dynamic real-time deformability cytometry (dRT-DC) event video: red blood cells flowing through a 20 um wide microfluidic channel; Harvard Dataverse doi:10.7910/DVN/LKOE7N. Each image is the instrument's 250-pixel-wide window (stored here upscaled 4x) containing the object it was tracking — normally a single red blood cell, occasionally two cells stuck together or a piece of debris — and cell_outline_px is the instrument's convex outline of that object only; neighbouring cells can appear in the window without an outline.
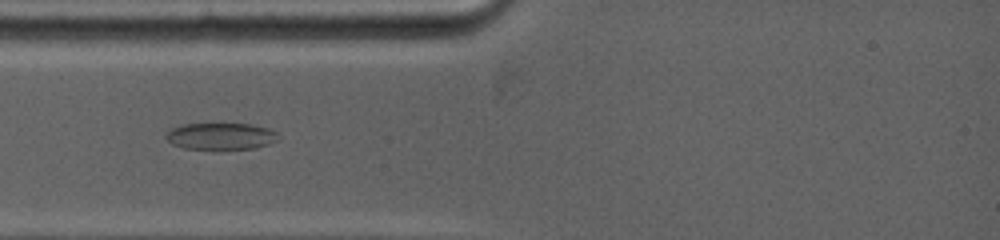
{"species": "common noctule bat (a hibernating species)", "species_latin": "Nyctalus noctula", "temperature_condition": "warm", "stored_images_in_passage": 19, "camera_frame_rate_fps": 5000, "um_per_image_px": 0.085, "animal": {"sex": "female", "body_mass_g": 19.0, "forearm_length_mm": 53.3}, "frame": {"image": 1, "passage_image": 1, "time_ms": 0.0, "image_size_px": [1000, 240], "cell_outline_px": [[280, 140], [268, 144], [252, 148], [220, 152], [184, 148], [172, 144], [164, 136], [172, 128], [180, 124], [248, 124], [268, 128], [276, 132], [280, 136]], "centroid_in_image_um": [18.77, 11.62], "position_along_channel_um": 66.2, "area_um2": 18.21}}
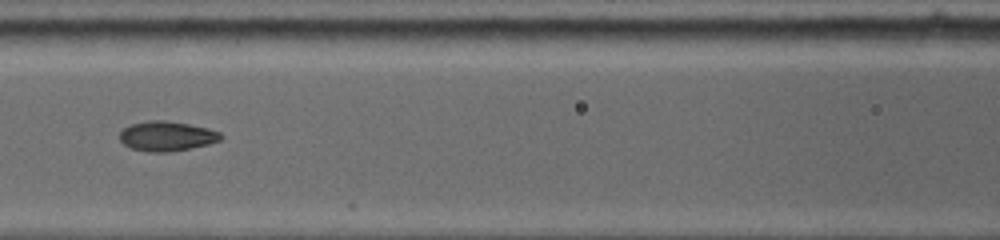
{"frame": {"image": 2, "passage_image": 6, "time_ms": 2.2, "image_size_px": [1000, 240], "cell_outline_px": [[224, 136], [220, 140], [208, 144], [168, 152], [148, 152], [132, 148], [124, 144], [120, 140], [120, 132], [124, 128], [132, 124], [148, 120], [164, 120], [188, 124], [208, 128], [220, 132]], "centroid_in_image_um": [14.18, 11.56], "position_along_channel_um": 152.4, "area_um2": 17.4}}
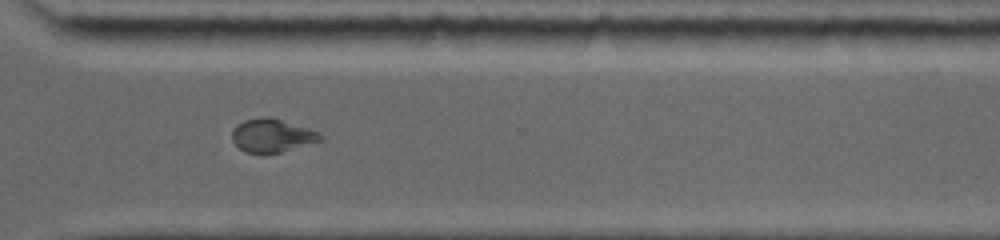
{"frame": {"image": 3, "passage_image": 12, "time_ms": 7.2, "image_size_px": [1000, 240], "cell_outline_px": [[324, 140], [280, 152], [264, 156], [244, 152], [232, 140], [232, 132], [244, 120], [260, 116], [268, 116], [308, 128], [320, 132], [324, 136]], "centroid_in_image_um": [23.15, 11.55], "position_along_channel_um": 347.5, "area_um2": 17.46}}